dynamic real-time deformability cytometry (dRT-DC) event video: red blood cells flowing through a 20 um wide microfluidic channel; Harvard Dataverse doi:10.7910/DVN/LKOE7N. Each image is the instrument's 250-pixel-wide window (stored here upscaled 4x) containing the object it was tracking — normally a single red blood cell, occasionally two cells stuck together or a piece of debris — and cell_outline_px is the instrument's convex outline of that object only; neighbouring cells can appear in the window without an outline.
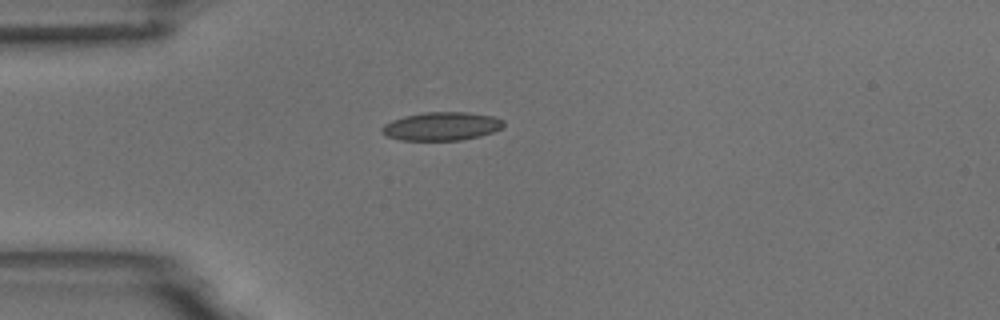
{"species": "common noctule bat (a hibernating species)", "species_latin": "Nyctalus noctula", "temperature_condition": "room temperature", "stored_images_in_passage": 40, "camera_frame_rate_fps": 3000, "um_per_image_px": 0.085, "animal": {"sex": "male", "body_mass_g": 18.8}, "frame": {"image": 1, "passage_image": 1, "time_ms": 0.0, "image_size_px": [1000, 320], "cell_outline_px": [[504, 128], [480, 136], [460, 140], [400, 140], [388, 136], [380, 132], [380, 128], [384, 124], [392, 120], [404, 116], [424, 112], [468, 112], [492, 116], [504, 120]], "centroid_in_image_um": [37.54, 10.73], "position_along_channel_um": 47.5, "area_um2": 20.23}}
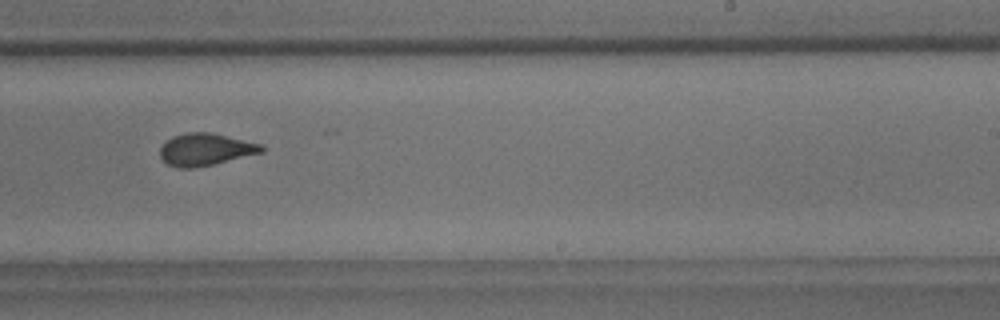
{"frame": {"image": 2, "passage_image": 20, "time_ms": 6.333, "image_size_px": [1000, 320], "cell_outline_px": [[264, 152], [196, 168], [180, 168], [168, 164], [160, 156], [160, 148], [172, 136], [188, 132], [212, 132], [264, 144]], "centroid_in_image_um": [17.51, 12.69], "position_along_channel_um": 271.5, "area_um2": 19.13}}
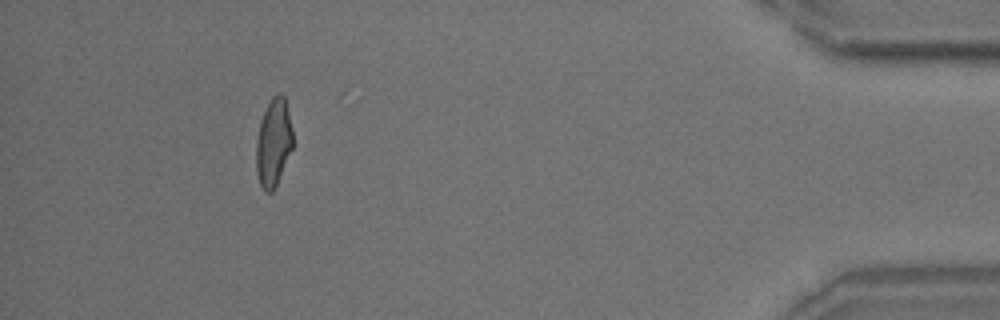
{"frame": {"image": 3, "passage_image": 36, "time_ms": 11.667, "image_size_px": [1000, 320], "cell_outline_px": [[292, 148], [276, 184], [272, 192], [264, 192], [260, 184], [256, 172], [256, 140], [260, 120], [272, 96], [280, 92], [284, 96], [292, 128]], "centroid_in_image_um": [23.22, 12.11], "position_along_channel_um": 412.0, "area_um2": 18.55}, "authors_computed_cell_mechanics": {"area_um2": 19.1607, "velocity_mm_per_s": 3.749, "shape_relaxation_time_tau1_ms": 5.3575, "shape_relaxation_time_tau2_ms": 0.8981, "deformation_change_tau1": 0.1521, "deformation_change_tau2": 0.0492}}